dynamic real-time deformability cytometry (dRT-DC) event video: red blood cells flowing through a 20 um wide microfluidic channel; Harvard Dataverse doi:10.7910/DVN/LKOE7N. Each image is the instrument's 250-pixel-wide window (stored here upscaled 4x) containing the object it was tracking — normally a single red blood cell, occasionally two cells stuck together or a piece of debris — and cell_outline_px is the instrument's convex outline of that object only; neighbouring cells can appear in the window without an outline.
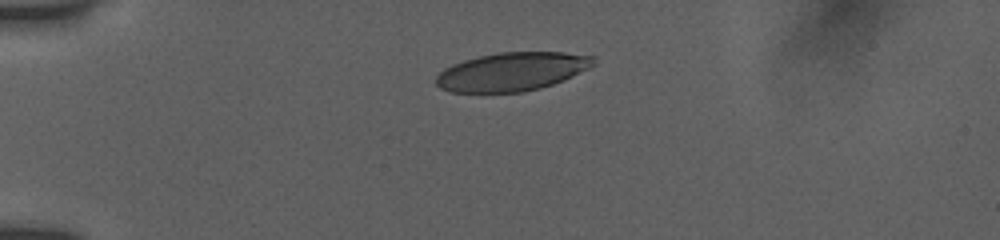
{"species": "human", "species_latin": "Homo sapiens", "temperature_condition": "room temperature", "stored_images_in_passage": 26, "camera_frame_rate_fps": 3000, "um_per_image_px": 0.085, "donor": {"sex": "female"}, "frame": {"image": 1, "passage_image": 1, "time_ms": 0.0, "image_size_px": [1000, 240], "cell_outline_px": [[596, 64], [564, 80], [540, 88], [524, 92], [452, 92], [440, 88], [436, 84], [436, 76], [444, 68], [452, 64], [464, 60], [496, 52], [564, 52], [596, 56]], "centroid_in_image_um": [43.53, 6.08], "position_along_channel_um": 41.5, "area_um2": 35.43}}
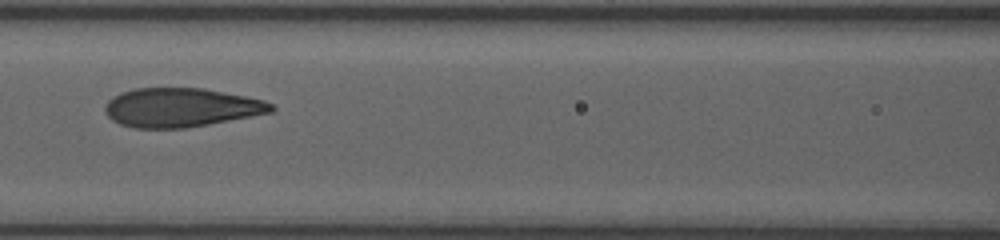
{"frame": {"image": 2, "passage_image": 13, "time_ms": 4.0, "image_size_px": [1000, 240], "cell_outline_px": [[276, 108], [272, 112], [208, 124], [184, 128], [136, 128], [120, 124], [112, 120], [108, 116], [104, 108], [108, 100], [112, 96], [120, 92], [136, 88], [204, 88], [264, 100], [272, 104]], "centroid_in_image_um": [15.36, 9.13], "position_along_channel_um": 151.2, "area_um2": 37.63}}
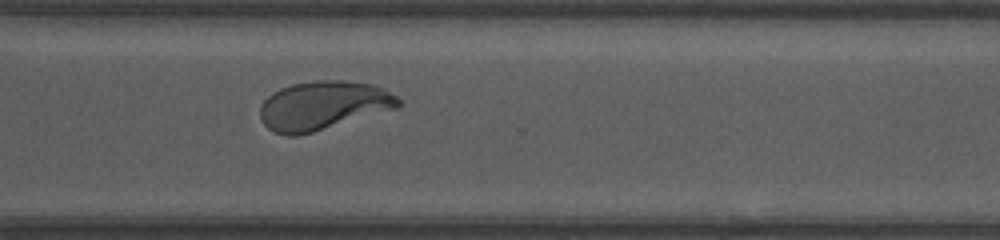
{"frame": {"image": 3, "passage_image": 26, "time_ms": 9.0, "image_size_px": [1000, 240], "cell_outline_px": [[400, 104], [396, 108], [312, 132], [296, 136], [288, 136], [272, 132], [260, 120], [260, 104], [272, 92], [280, 88], [292, 84], [316, 80], [344, 80], [368, 84], [384, 88], [396, 96], [400, 100]], "centroid_in_image_um": [27.41, 8.96], "position_along_channel_um": 343.2, "area_um2": 39.13}}